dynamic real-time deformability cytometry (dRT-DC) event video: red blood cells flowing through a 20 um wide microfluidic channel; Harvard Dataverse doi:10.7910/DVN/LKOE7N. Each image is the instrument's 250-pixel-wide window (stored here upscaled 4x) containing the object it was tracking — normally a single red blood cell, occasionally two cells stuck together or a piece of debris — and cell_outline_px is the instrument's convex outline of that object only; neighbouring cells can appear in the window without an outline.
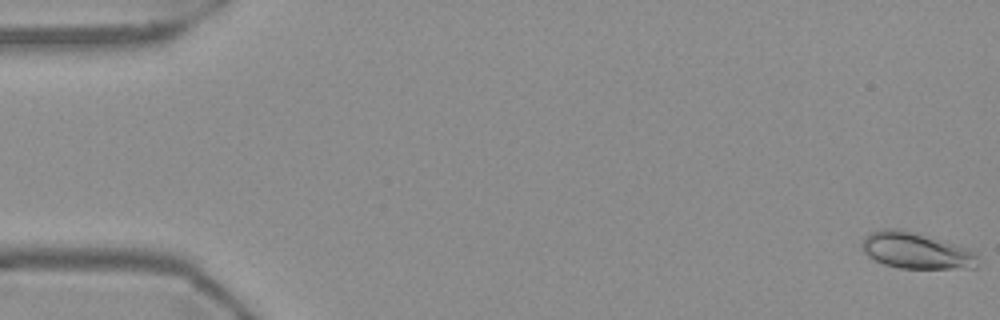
{"species": "Egyptian fruit bat (a non-hibernating species)", "species_latin": "Rousettus aegyptiacus", "temperature_condition": "warm", "stored_images_in_passage": 55, "camera_frame_rate_fps": 3000, "um_per_image_px": 0.085, "frame": {"image": 1, "passage_image": 1, "time_ms": 0.0, "image_size_px": [1000, 320], "cell_outline_px": [[976, 268], [900, 268], [884, 264], [868, 256], [864, 252], [860, 244], [864, 236], [868, 232], [880, 228], [900, 228], [944, 240], [968, 248], [976, 252]], "centroid_in_image_um": [77.82, 21.27], "position_along_channel_um": 7.2, "area_um2": 24.74}}
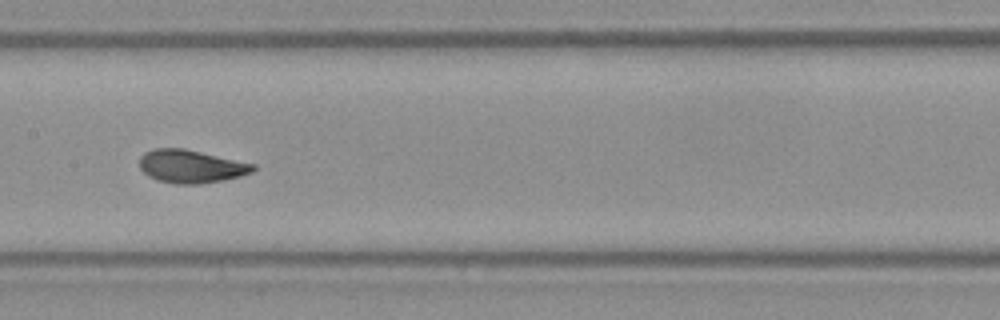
{"frame": {"image": 2, "passage_image": 28, "time_ms": 9.0, "image_size_px": [1000, 320], "cell_outline_px": [[256, 168], [252, 172], [240, 176], [200, 184], [176, 184], [156, 180], [148, 176], [140, 168], [140, 156], [144, 152], [152, 148], [184, 148], [256, 164]], "centroid_in_image_um": [16.21, 14.13], "position_along_channel_um": 191.2, "area_um2": 21.96}}
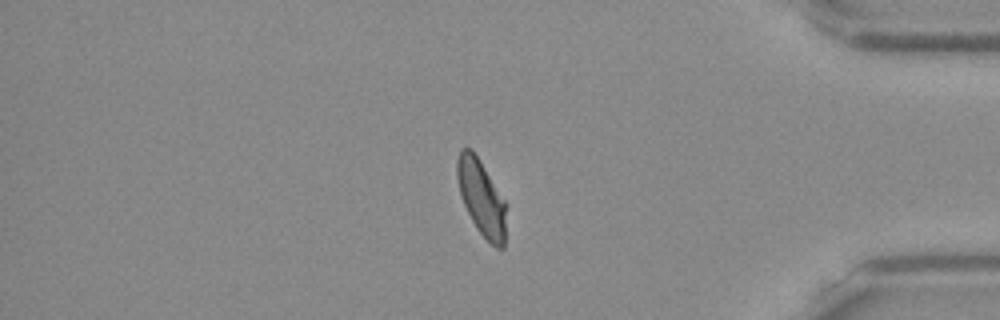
{"frame": {"image": 3, "passage_image": 47, "time_ms": 15.333, "image_size_px": [1000, 320], "cell_outline_px": [[504, 248], [496, 248], [476, 228], [460, 196], [456, 176], [456, 160], [460, 148], [472, 148], [504, 200]], "centroid_in_image_um": [40.86, 16.75], "position_along_channel_um": 394.3, "area_um2": 21.1}, "authors_computed_cell_mechanics": {"area_um2": 21.9062, "velocity_mm_per_s": 3.6818, "shape_relaxation_time_tau1_ms": 2.483, "shape_relaxation_time_tau2_ms": null, "deformation_change_tau1": 0.1124, "deformation_change_tau2": null}}